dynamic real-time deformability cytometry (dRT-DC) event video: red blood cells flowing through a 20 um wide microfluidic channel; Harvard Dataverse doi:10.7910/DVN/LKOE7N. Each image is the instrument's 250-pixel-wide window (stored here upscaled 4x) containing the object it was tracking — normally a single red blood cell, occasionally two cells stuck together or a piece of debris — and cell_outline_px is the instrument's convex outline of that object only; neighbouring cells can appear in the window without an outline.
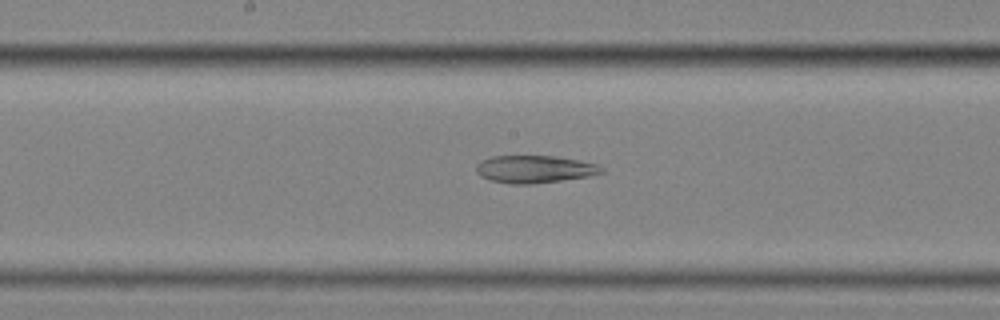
{"species": "common noctule bat (a hibernating species)", "species_latin": "Nyctalus noctula", "temperature_condition": "cold", "stored_images_in_passage": 40, "camera_frame_rate_fps": 3000, "um_per_image_px": 0.085, "animal": {"sex": "female", "body_mass_g": 25.1}, "frame": {"image": 1, "passage_image": 14, "time_ms": 4.333, "image_size_px": [1000, 320], "cell_outline_px": [[604, 172], [588, 176], [532, 184], [512, 184], [492, 180], [480, 176], [476, 172], [476, 164], [480, 160], [492, 156], [556, 156], [600, 164], [604, 168]], "centroid_in_image_um": [45.44, 14.37], "position_along_channel_um": 202.8, "area_um2": 20.11}}
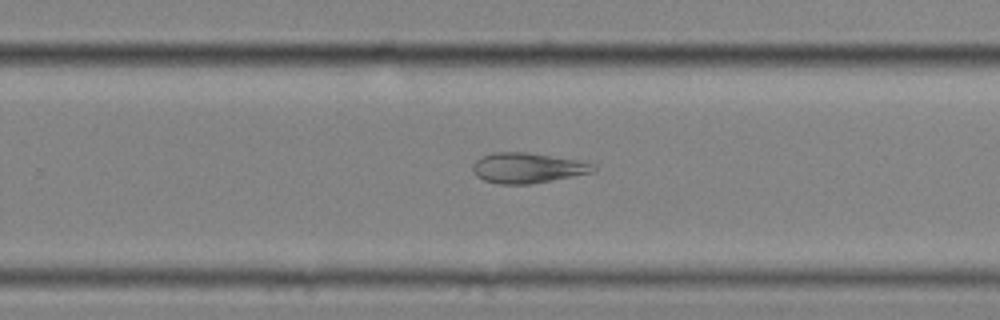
{"frame": {"image": 2, "passage_image": 21, "time_ms": 6.667, "image_size_px": [1000, 320], "cell_outline_px": [[596, 168], [592, 172], [572, 176], [528, 184], [500, 184], [484, 180], [476, 176], [472, 168], [472, 164], [480, 156], [492, 152], [528, 152], [576, 160], [596, 164]], "centroid_in_image_um": [44.78, 14.26], "position_along_channel_um": 285.0, "area_um2": 21.15}}
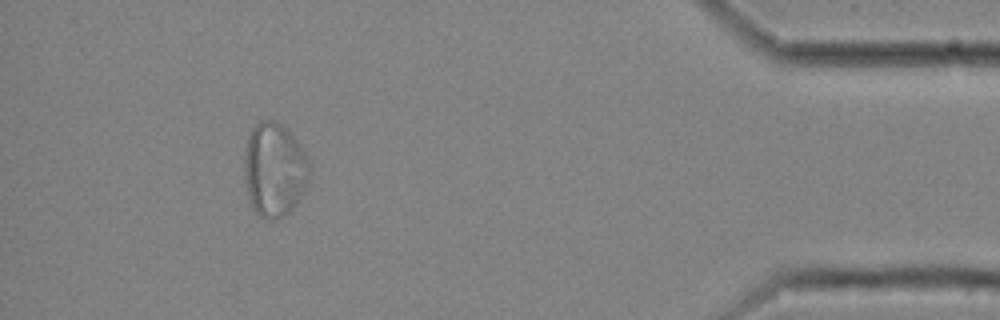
{"frame": {"image": 3, "passage_image": 36, "time_ms": 11.667, "image_size_px": [1000, 320], "cell_outline_px": [[308, 180], [292, 208], [284, 216], [276, 220], [268, 220], [260, 216], [252, 208], [248, 196], [244, 172], [244, 148], [248, 136], [252, 128], [260, 120], [276, 120], [300, 144], [308, 160]], "centroid_in_image_um": [23.27, 14.42], "position_along_channel_um": 411.9, "area_um2": 35.37}, "authors_computed_cell_mechanics": {"area_um2": 24.7095, "velocity_mm_per_s": 3.5298, "shape_relaxation_time_tau1_ms": null, "shape_relaxation_time_tau2_ms": 3.8337, "deformation_change_tau1": null, "deformation_change_tau2": 0.1062}}